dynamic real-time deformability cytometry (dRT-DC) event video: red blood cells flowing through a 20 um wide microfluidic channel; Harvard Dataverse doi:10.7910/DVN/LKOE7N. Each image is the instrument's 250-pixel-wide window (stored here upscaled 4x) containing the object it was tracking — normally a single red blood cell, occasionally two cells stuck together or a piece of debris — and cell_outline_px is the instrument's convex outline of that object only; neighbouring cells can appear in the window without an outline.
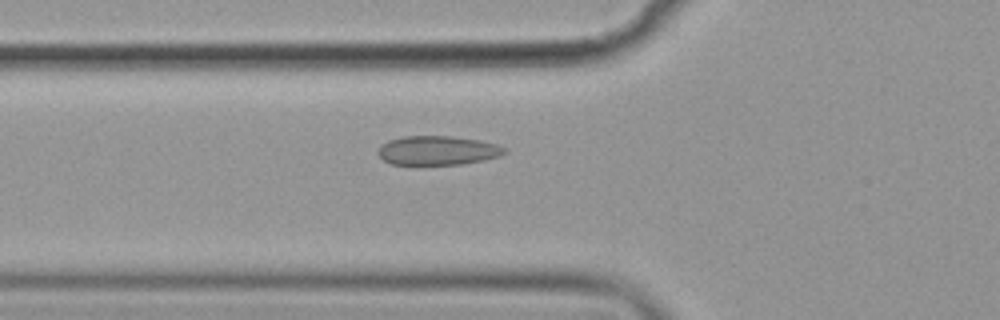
{"species": "common noctule bat (a hibernating species)", "species_latin": "Nyctalus noctula", "temperature_condition": "cold", "stored_images_in_passage": 38, "camera_frame_rate_fps": 3000, "um_per_image_px": 0.085, "animal": {"sex": "female", "body_mass_g": 19.9}, "frame": {"image": 1, "passage_image": 2, "time_ms": 0.333, "image_size_px": [1000, 320], "cell_outline_px": [[508, 152], [500, 156], [484, 160], [460, 164], [416, 168], [392, 164], [384, 160], [376, 152], [380, 144], [388, 140], [404, 136], [452, 136], [480, 140], [496, 144], [504, 148]], "centroid_in_image_um": [37.13, 12.83], "position_along_channel_um": 88.7, "area_um2": 22.48}}
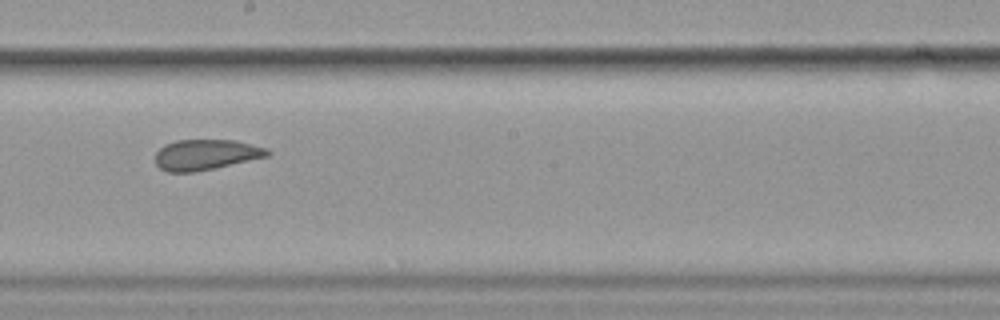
{"frame": {"image": 2, "passage_image": 14, "time_ms": 4.333, "image_size_px": [1000, 320], "cell_outline_px": [[272, 152], [268, 156], [196, 172], [168, 172], [160, 168], [156, 164], [156, 152], [164, 144], [176, 140], [236, 140], [268, 148]], "centroid_in_image_um": [17.5, 13.14], "position_along_channel_um": 230.7, "area_um2": 20.0}}
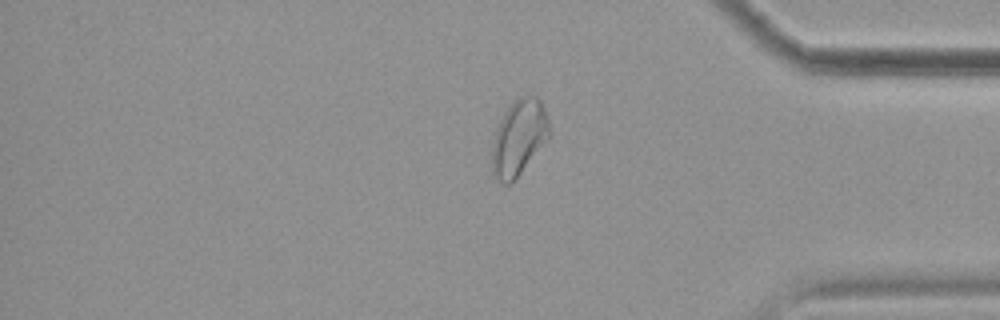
{"frame": {"image": 3, "passage_image": 29, "time_ms": 9.333, "image_size_px": [1000, 320], "cell_outline_px": [[552, 136], [520, 172], [508, 184], [504, 184], [492, 172], [492, 144], [496, 128], [508, 104], [512, 100], [520, 96], [536, 96], [540, 100], [548, 116], [552, 132]], "centroid_in_image_um": [44.14, 11.63], "position_along_channel_um": 391.1, "area_um2": 25.43}}